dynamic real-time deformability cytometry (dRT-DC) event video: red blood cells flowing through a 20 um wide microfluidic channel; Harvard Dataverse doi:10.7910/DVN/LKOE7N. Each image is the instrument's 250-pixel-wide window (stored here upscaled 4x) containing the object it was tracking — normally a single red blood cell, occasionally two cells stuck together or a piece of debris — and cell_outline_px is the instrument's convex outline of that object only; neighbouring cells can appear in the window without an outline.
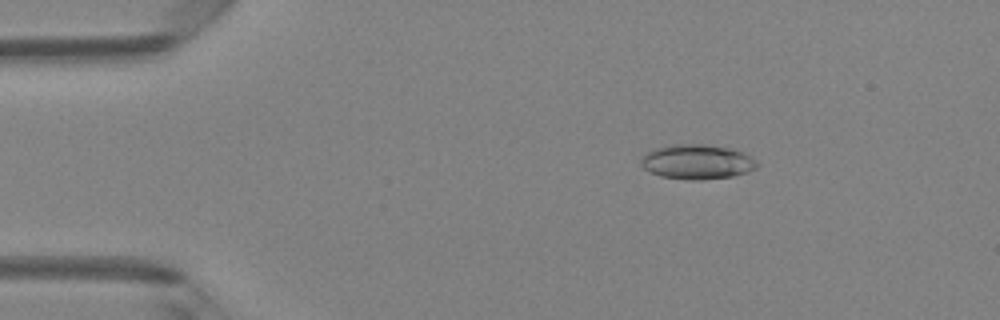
{"species": "Egyptian fruit bat (a non-hibernating species)", "species_latin": "Rousettus aegyptiacus", "temperature_condition": "room temperature", "stored_images_in_passage": 43, "camera_frame_rate_fps": 3000, "um_per_image_px": 0.085, "animal": {"sex": "female"}, "frame": {"image": 1, "passage_image": 3, "time_ms": 0.667, "image_size_px": [1000, 320], "cell_outline_px": [[756, 168], [748, 172], [732, 176], [696, 180], [692, 180], [660, 176], [644, 168], [640, 164], [640, 160], [652, 148], [672, 144], [704, 144], [732, 148], [744, 152], [752, 156], [756, 160]], "centroid_in_image_um": [59.26, 13.74], "position_along_channel_um": 25.7, "area_um2": 23.52}}
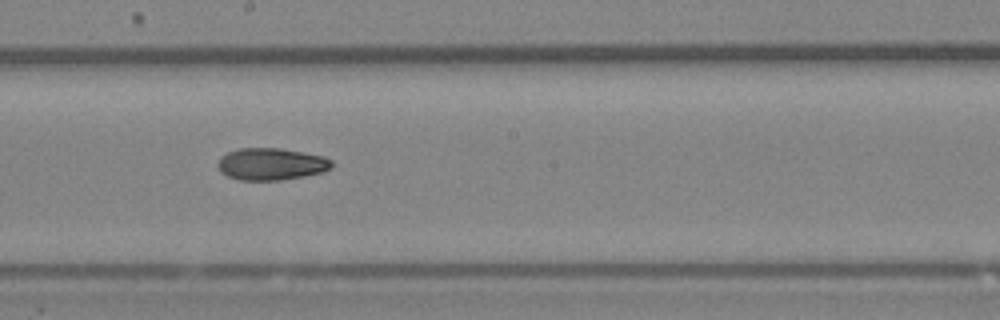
{"frame": {"image": 2, "passage_image": 22, "time_ms": 7.0, "image_size_px": [1000, 320], "cell_outline_px": [[332, 168], [320, 172], [304, 176], [280, 180], [240, 180], [228, 176], [220, 172], [216, 164], [220, 156], [236, 148], [280, 148], [324, 156], [332, 160]], "centroid_in_image_um": [23.01, 13.94], "position_along_channel_um": 225.2, "area_um2": 21.39}}
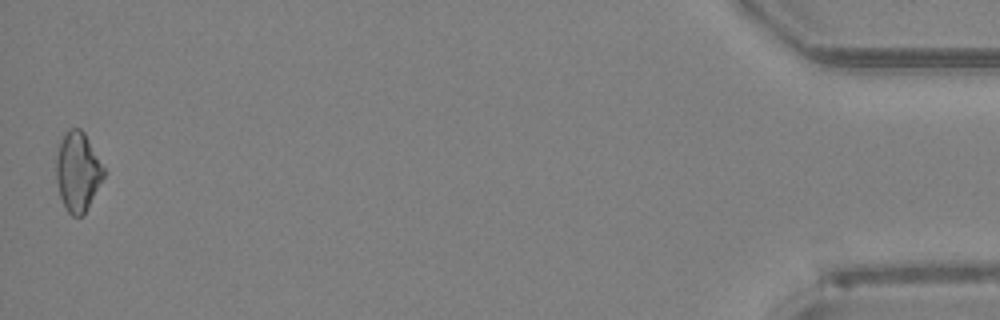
{"frame": {"image": 3, "passage_image": 43, "time_ms": 14.0, "image_size_px": [1000, 320], "cell_outline_px": [[104, 176], [84, 216], [72, 216], [68, 212], [60, 196], [56, 180], [56, 156], [64, 132], [68, 128], [80, 128], [84, 132], [104, 168]], "centroid_in_image_um": [6.59, 14.59], "position_along_channel_um": 428.6, "area_um2": 21.85}, "authors_computed_cell_mechanics": {"area_um2": 21.3282, "velocity_mm_per_s": 4.2229, "shape_relaxation_time_tau1_ms": null, "shape_relaxation_time_tau2_ms": 6.1426, "deformation_change_tau1": null, "deformation_change_tau2": 0.137}}